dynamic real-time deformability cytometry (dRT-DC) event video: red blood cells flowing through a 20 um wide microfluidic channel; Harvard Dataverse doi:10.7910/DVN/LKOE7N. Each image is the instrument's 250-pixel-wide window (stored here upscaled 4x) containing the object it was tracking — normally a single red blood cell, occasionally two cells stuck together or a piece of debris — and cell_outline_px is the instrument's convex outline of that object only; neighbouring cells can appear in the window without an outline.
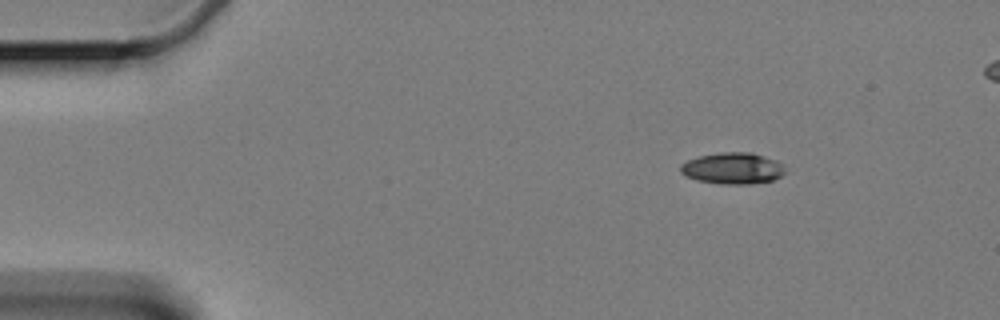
{"species": "Egyptian fruit bat (a non-hibernating species)", "species_latin": "Rousettus aegyptiacus", "temperature_condition": "cold", "stored_images_in_passage": 52, "camera_frame_rate_fps": 3000, "um_per_image_px": 0.085, "animal": {"sex": "female"}, "frame": {"image": 1, "passage_image": 1, "time_ms": 0.0, "image_size_px": [1000, 320], "cell_outline_px": [[788, 172], [772, 180], [752, 184], [720, 184], [696, 180], [680, 172], [680, 164], [688, 160], [700, 156], [720, 152], [752, 152], [776, 160]], "centroid_in_image_um": [62.29, 14.31], "position_along_channel_um": 22.7, "area_um2": 19.19}}
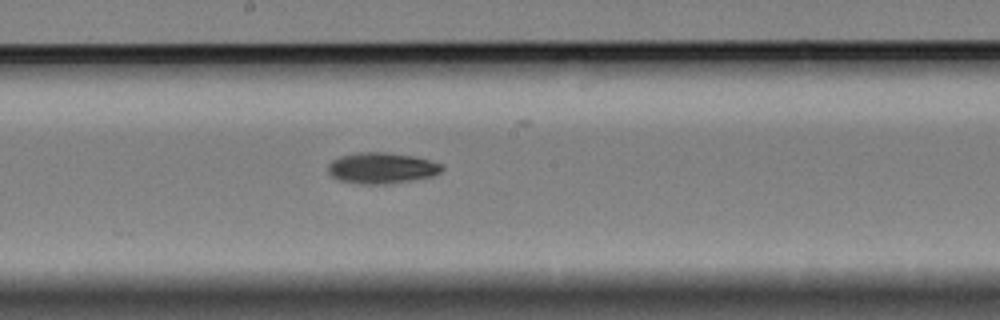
{"frame": {"image": 2, "passage_image": 25, "time_ms": 8.0, "image_size_px": [1000, 320], "cell_outline_px": [[444, 168], [440, 172], [432, 176], [412, 180], [388, 184], [360, 184], [340, 180], [332, 176], [328, 172], [328, 164], [332, 160], [340, 156], [360, 152], [388, 152], [412, 156], [444, 164]], "centroid_in_image_um": [32.44, 14.28], "position_along_channel_um": 215.8, "area_um2": 20.58}}
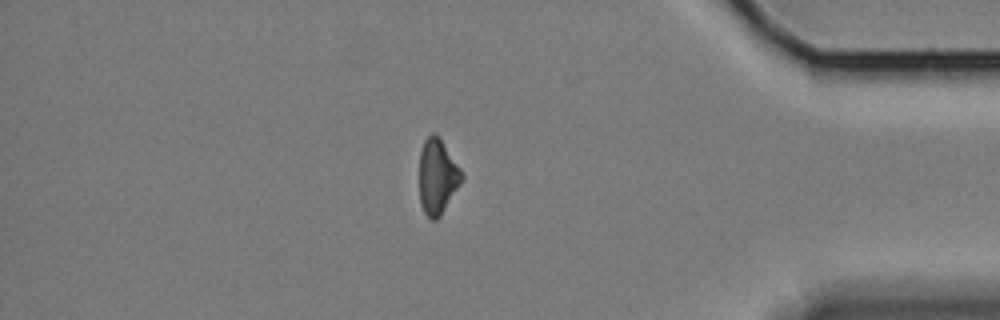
{"frame": {"image": 3, "passage_image": 44, "time_ms": 14.333, "image_size_px": [1000, 320], "cell_outline_px": [[464, 180], [440, 216], [436, 220], [432, 220], [424, 212], [420, 204], [420, 152], [424, 140], [432, 132], [440, 140], [460, 168], [464, 176]], "centroid_in_image_um": [37.19, 15.05], "position_along_channel_um": 398.0, "area_um2": 18.32}}